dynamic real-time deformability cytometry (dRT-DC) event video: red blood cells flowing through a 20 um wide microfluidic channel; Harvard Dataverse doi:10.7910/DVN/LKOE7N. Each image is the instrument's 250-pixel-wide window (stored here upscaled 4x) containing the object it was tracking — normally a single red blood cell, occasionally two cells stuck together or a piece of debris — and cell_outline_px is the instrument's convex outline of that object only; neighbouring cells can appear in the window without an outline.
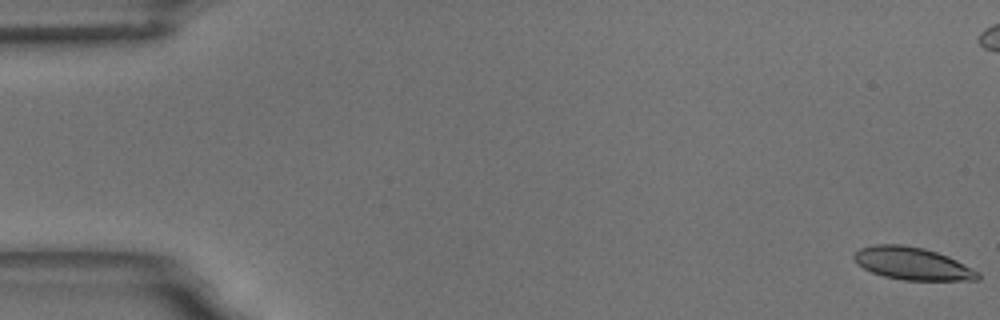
{"species": "common noctule bat (a hibernating species)", "species_latin": "Nyctalus noctula", "temperature_condition": "room temperature", "stored_images_in_passage": 17, "camera_frame_rate_fps": 3000, "um_per_image_px": 0.085, "animal": {"sex": "male", "body_mass_g": 18.8}, "frame": {"image": 1, "passage_image": 1, "time_ms": 0.0, "image_size_px": [1000, 320], "cell_outline_px": [[980, 280], [904, 280], [884, 276], [872, 272], [856, 264], [852, 256], [860, 248], [876, 244], [904, 244], [924, 248], [948, 256], [980, 272]], "centroid_in_image_um": [77.55, 22.4], "position_along_channel_um": 7.5, "area_um2": 23.52}}